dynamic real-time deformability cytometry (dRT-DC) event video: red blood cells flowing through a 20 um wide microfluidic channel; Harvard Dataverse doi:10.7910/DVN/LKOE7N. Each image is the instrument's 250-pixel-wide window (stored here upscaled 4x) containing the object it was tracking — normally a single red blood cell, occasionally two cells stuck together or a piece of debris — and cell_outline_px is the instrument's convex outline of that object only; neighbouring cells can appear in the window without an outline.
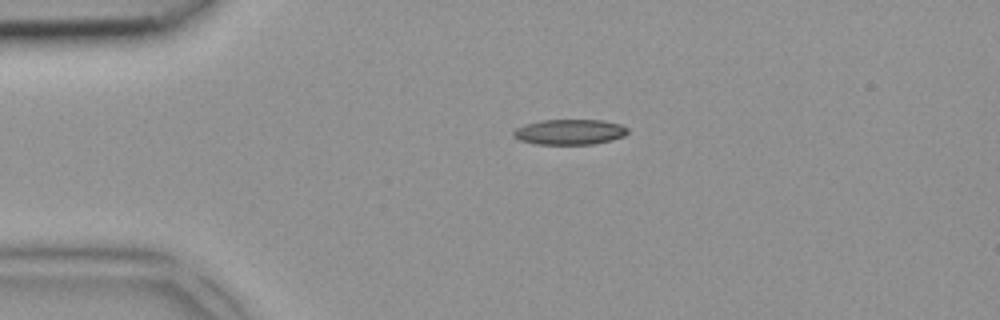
{"species": "common noctule bat (a hibernating species)", "species_latin": "Nyctalus noctula", "temperature_condition": "room temperature", "stored_images_in_passage": 2, "camera_frame_rate_fps": 3000, "um_per_image_px": 0.085, "animal": {"sex": "female", "body_mass_g": 18.4}, "frame": {"image": 1, "passage_image": 1, "time_ms": 0.0, "image_size_px": [1000, 320], "cell_outline_px": [[628, 132], [624, 136], [612, 140], [592, 144], [536, 144], [520, 140], [512, 136], [512, 132], [516, 128], [524, 124], [540, 120], [604, 120], [620, 124], [628, 128]], "centroid_in_image_um": [48.41, 11.21], "position_along_channel_um": 36.6, "area_um2": 16.99}}